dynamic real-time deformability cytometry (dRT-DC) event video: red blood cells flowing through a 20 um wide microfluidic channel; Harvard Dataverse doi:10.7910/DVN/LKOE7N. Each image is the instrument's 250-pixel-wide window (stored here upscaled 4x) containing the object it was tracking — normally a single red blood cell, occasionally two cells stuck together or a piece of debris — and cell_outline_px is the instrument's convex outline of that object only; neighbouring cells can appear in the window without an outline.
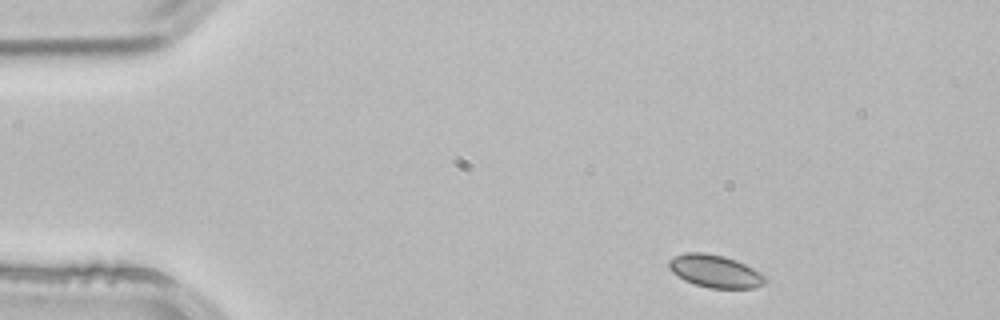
{"species": "common noctule bat (a hibernating species)", "species_latin": "Nyctalus noctula", "temperature_condition": "room temperature", "stored_images_in_passage": 3, "camera_frame_rate_fps": 3000, "um_per_image_px": 0.085, "animal": {"sex": "male", "body_mass_g": 21.5, "forearm_length_mm": 52.0}, "frame": {"image": 1, "passage_image": 1, "time_ms": 0.0, "image_size_px": [1000, 320], "cell_outline_px": [[768, 280], [764, 284], [752, 288], [708, 288], [684, 280], [672, 272], [668, 268], [668, 260], [684, 252], [704, 252], [724, 256], [736, 260], [760, 272]], "centroid_in_image_um": [60.76, 23.04], "position_along_channel_um": 24.2, "area_um2": 18.32}}
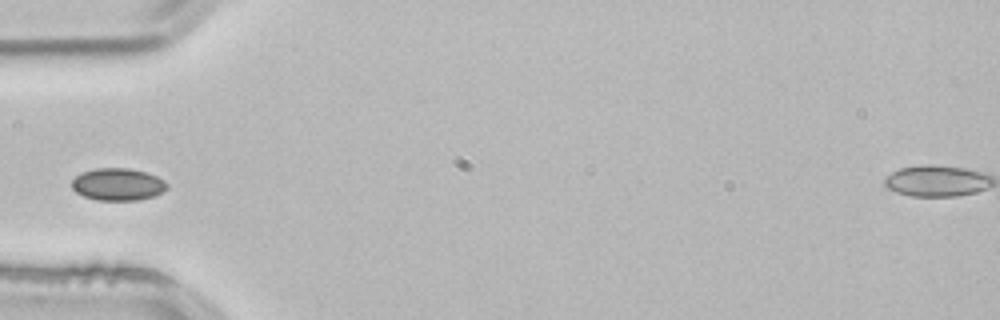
{"frame": {"image": 2, "passage_image": 3, "time_ms": 0.667, "image_size_px": [1000, 320], "cell_outline_px": [[168, 188], [152, 196], [136, 200], [96, 200], [84, 196], [76, 192], [72, 188], [72, 180], [80, 172], [96, 168], [128, 168], [144, 172], [156, 176], [164, 180], [168, 184]], "centroid_in_image_um": [9.99, 15.66], "position_along_channel_um": 75.0, "area_um2": 17.8}}